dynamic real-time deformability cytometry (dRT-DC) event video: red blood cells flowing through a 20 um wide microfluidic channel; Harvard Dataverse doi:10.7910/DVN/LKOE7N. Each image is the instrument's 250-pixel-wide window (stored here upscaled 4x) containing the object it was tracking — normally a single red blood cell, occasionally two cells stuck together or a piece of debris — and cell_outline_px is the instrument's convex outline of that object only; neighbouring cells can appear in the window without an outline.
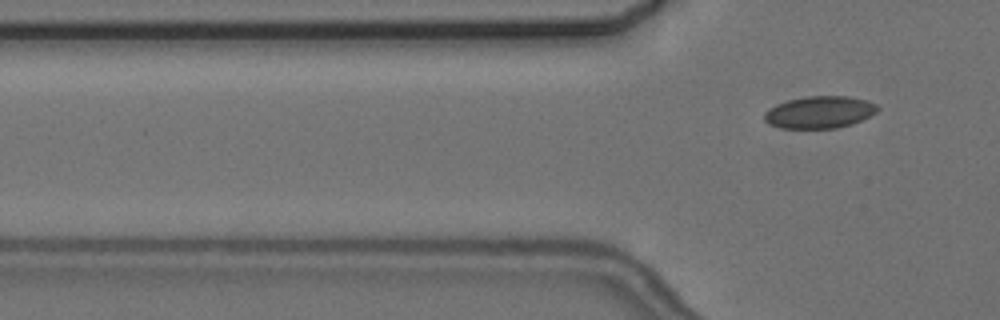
{"species": "common noctule bat (a hibernating species)", "species_latin": "Nyctalus noctula", "temperature_condition": "cold", "stored_images_in_passage": 4, "segment_of_instrument_passage": [2, 2], "camera_frame_rate_fps": 3000, "um_per_image_px": 0.085, "animal": {"sex": "female", "body_mass_g": 24.6, "forearm_length_mm": 56.2}, "frame": {"image": 1, "passage_image": 4, "time_ms": 3.667, "image_size_px": [1000, 320], "cell_outline_px": [[880, 108], [876, 112], [852, 124], [836, 128], [780, 128], [768, 124], [764, 120], [764, 112], [776, 104], [788, 100], [808, 96], [848, 96], [868, 100], [876, 104]], "centroid_in_image_um": [69.65, 9.53], "position_along_channel_um": 56.1, "area_um2": 21.21}}